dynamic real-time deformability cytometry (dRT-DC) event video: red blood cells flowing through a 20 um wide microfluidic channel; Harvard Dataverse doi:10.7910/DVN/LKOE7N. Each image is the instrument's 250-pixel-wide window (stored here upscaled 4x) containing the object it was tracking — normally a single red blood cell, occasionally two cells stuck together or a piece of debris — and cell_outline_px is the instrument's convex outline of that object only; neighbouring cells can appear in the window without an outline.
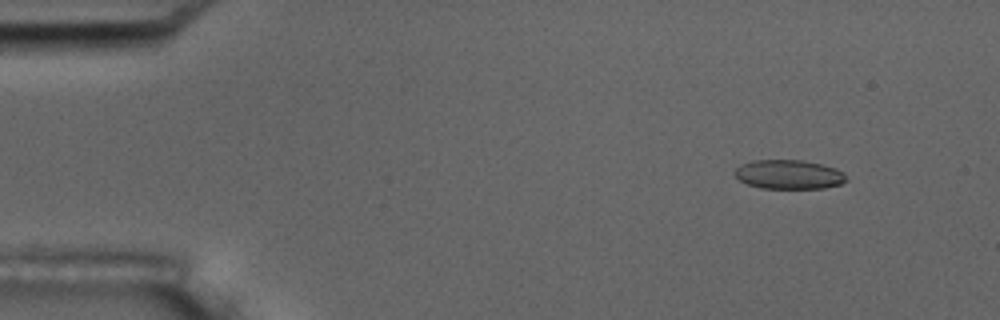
{"species": "common noctule bat (a hibernating species)", "species_latin": "Nyctalus noctula", "temperature_condition": "room temperature", "stored_images_in_passage": 5, "camera_frame_rate_fps": 3000, "um_per_image_px": 0.085, "animal": {"sex": "male", "body_mass_g": 17.5, "forearm_length_mm": 52.3}, "frame": {"image": 1, "passage_image": 2, "time_ms": 1.333, "image_size_px": [1000, 320], "cell_outline_px": [[848, 180], [840, 184], [824, 188], [760, 188], [748, 184], [740, 180], [736, 176], [736, 168], [740, 164], [752, 160], [800, 160], [820, 164], [836, 168], [844, 172]], "centroid_in_image_um": [67.07, 14.83], "position_along_channel_um": 17.9, "area_um2": 18.9}}